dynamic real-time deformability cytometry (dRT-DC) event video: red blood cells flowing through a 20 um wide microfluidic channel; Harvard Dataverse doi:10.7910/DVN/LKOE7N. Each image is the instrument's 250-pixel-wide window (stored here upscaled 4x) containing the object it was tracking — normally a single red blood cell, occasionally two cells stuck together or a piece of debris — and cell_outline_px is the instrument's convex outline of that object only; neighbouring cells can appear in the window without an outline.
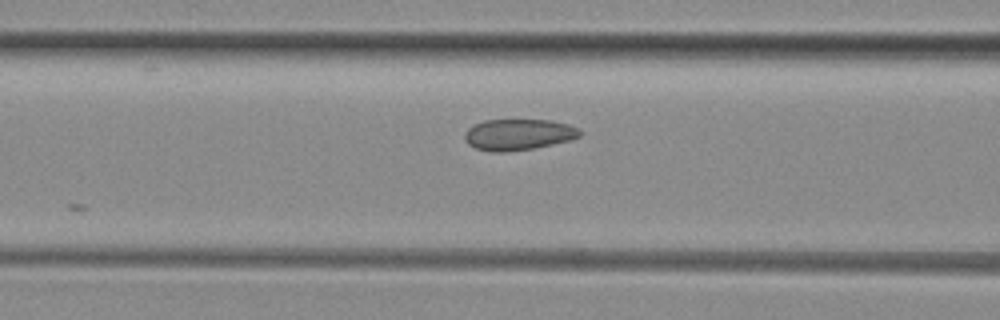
{"species": "common noctule bat (a hibernating species)", "species_latin": "Nyctalus noctula", "temperature_condition": "room temperature", "stored_images_in_passage": 7, "camera_frame_rate_fps": 3000, "um_per_image_px": 0.085, "animal": {"sex": "female", "body_mass_g": 29.2, "forearm_length_mm": 56.3}, "frame": {"image": 1, "passage_image": 5, "time_ms": 4.667, "image_size_px": [1000, 320], "cell_outline_px": [[580, 136], [568, 140], [552, 144], [532, 148], [504, 152], [492, 152], [476, 148], [468, 144], [464, 136], [464, 132], [468, 128], [484, 120], [552, 120], [568, 124], [580, 128]], "centroid_in_image_um": [44.05, 11.43], "position_along_channel_um": 122.6, "area_um2": 20.75}}
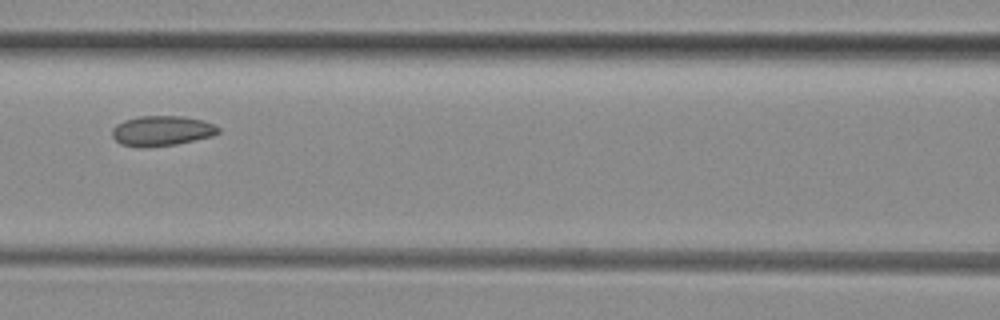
{"frame": {"image": 2, "passage_image": 6, "time_ms": 6.667, "image_size_px": [1000, 320], "cell_outline_px": [[220, 132], [212, 136], [176, 144], [140, 148], [120, 144], [112, 136], [112, 128], [116, 124], [124, 120], [140, 116], [180, 116], [200, 120], [212, 124], [220, 128]], "centroid_in_image_um": [13.71, 11.13], "position_along_channel_um": 152.9, "area_um2": 18.55}}
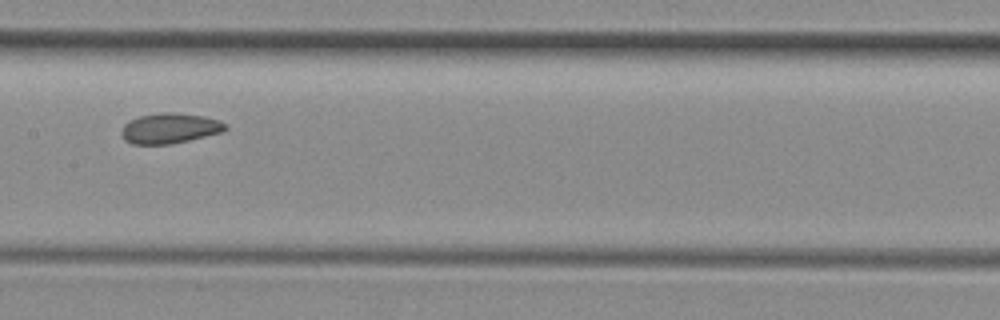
{"frame": {"image": 3, "passage_image": 7, "time_ms": 7.667, "image_size_px": [1000, 320], "cell_outline_px": [[228, 128], [224, 132], [172, 144], [132, 144], [124, 140], [120, 132], [124, 124], [128, 120], [140, 116], [164, 112], [172, 112], [204, 116], [220, 120], [228, 124]], "centroid_in_image_um": [14.45, 10.91], "position_along_channel_um": 192.9, "area_um2": 18.61}}